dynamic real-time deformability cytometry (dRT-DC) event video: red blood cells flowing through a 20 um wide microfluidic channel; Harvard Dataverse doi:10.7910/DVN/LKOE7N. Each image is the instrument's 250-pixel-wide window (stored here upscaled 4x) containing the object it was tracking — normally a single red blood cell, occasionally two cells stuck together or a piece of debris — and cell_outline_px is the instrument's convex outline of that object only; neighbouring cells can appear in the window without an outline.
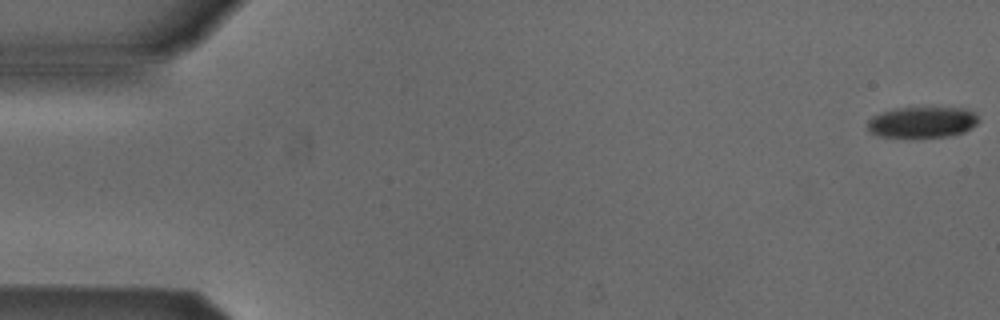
{"species": "Egyptian fruit bat (a non-hibernating species)", "species_latin": "Rousettus aegyptiacus", "temperature_condition": "cold", "stored_images_in_passage": 6, "camera_frame_rate_fps": 3000, "um_per_image_px": 0.085, "animal": {"sex": "male"}, "frame": {"image": 1, "passage_image": 1, "time_ms": 0.0, "image_size_px": [1000, 320], "cell_outline_px": [[980, 120], [976, 124], [964, 132], [948, 136], [880, 136], [872, 132], [868, 128], [868, 120], [872, 116], [880, 112], [896, 108], [964, 108], [972, 112]], "centroid_in_image_um": [78.39, 10.37], "position_along_channel_um": 6.6, "area_um2": 19.59}}